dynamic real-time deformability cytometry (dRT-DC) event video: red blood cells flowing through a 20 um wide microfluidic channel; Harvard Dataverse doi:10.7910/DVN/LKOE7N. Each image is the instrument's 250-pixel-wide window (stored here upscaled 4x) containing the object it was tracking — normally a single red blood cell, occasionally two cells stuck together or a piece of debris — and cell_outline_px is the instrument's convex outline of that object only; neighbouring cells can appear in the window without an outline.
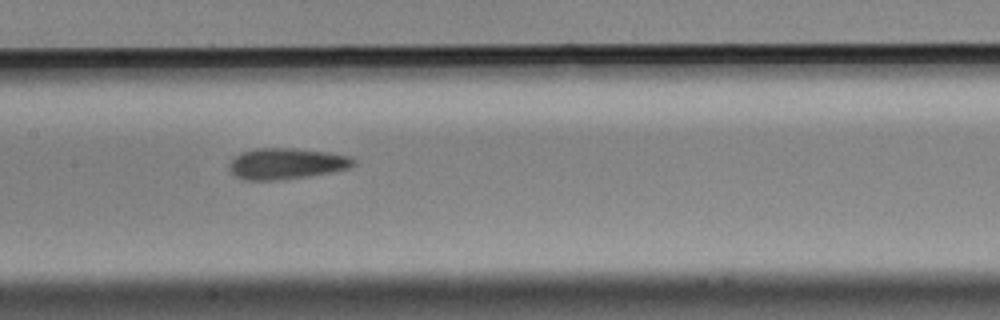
{"species": "Egyptian fruit bat (a non-hibernating species)", "species_latin": "Rousettus aegyptiacus", "temperature_condition": "cold", "stored_images_in_passage": 8, "camera_frame_rate_fps": 3000, "um_per_image_px": 0.085, "animal": {"sex": "male"}, "frame": {"image": 1, "passage_image": 7, "time_ms": 2.0, "image_size_px": [1000, 320], "cell_outline_px": [[356, 164], [348, 168], [308, 176], [276, 180], [244, 180], [236, 176], [228, 168], [228, 164], [240, 152], [256, 148], [296, 148], [328, 152], [352, 156], [356, 160]], "centroid_in_image_um": [24.34, 13.89], "position_along_channel_um": 183.1, "area_um2": 22.54}}
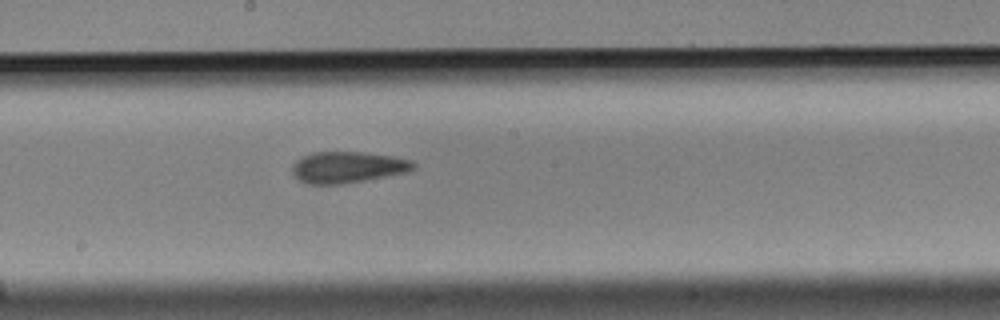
{"frame": {"image": 2, "passage_image": 8, "time_ms": 2.333, "image_size_px": [1000, 320], "cell_outline_px": [[416, 168], [408, 172], [364, 180], [340, 184], [308, 184], [300, 180], [292, 172], [292, 164], [296, 160], [312, 152], [360, 152], [392, 156], [412, 160], [416, 164]], "centroid_in_image_um": [29.56, 14.21], "position_along_channel_um": 218.6, "area_um2": 22.02}}